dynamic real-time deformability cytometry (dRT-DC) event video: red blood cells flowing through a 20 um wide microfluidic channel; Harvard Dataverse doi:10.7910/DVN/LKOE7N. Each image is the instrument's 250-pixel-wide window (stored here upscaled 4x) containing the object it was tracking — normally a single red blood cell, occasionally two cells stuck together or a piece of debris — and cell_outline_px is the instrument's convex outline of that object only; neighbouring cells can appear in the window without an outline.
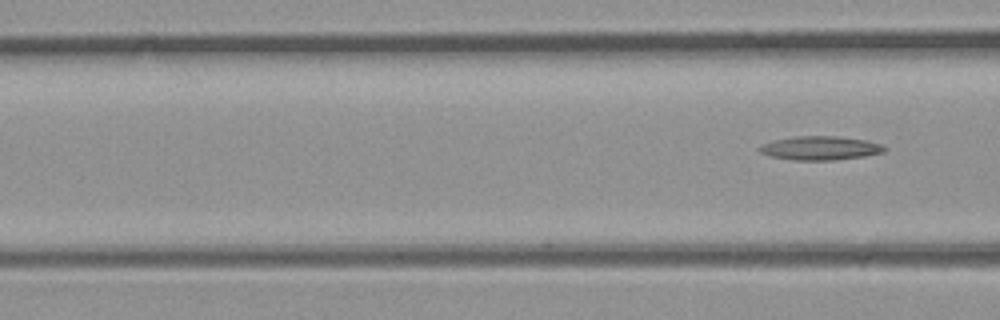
{"species": "common noctule bat (a hibernating species)", "species_latin": "Nyctalus noctula", "temperature_condition": "room temperature", "stored_images_in_passage": 6, "camera_frame_rate_fps": 3000, "um_per_image_px": 0.085, "animal": {"sex": "male", "body_mass_g": 23.1, "forearm_length_mm": 52.7}, "frame": {"image": 1, "passage_image": 6, "time_ms": 1.667, "image_size_px": [1000, 320], "cell_outline_px": [[888, 148], [884, 152], [864, 156], [832, 160], [792, 160], [772, 156], [760, 152], [756, 148], [760, 144], [776, 140], [796, 136], [840, 136], [864, 140], [884, 144]], "centroid_in_image_um": [69.74, 12.58], "position_along_channel_um": 96.9, "area_um2": 17.4}}